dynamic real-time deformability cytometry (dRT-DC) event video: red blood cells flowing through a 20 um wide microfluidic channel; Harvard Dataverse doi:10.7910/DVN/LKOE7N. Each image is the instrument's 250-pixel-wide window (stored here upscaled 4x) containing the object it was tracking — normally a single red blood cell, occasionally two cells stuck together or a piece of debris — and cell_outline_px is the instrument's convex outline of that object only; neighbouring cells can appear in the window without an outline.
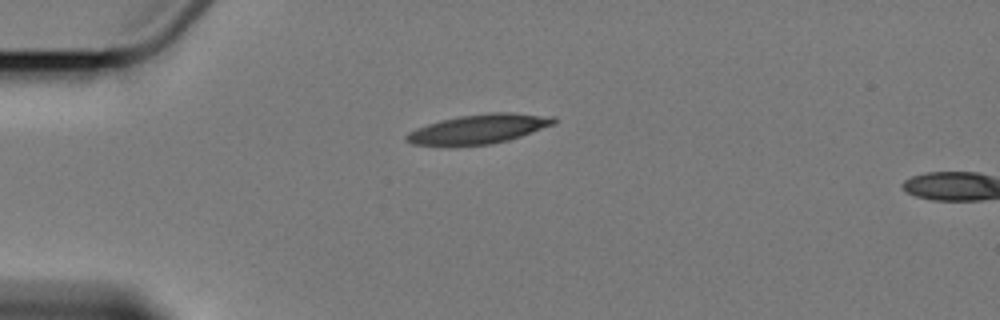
{"species": "Egyptian fruit bat (a non-hibernating species)", "species_latin": "Rousettus aegyptiacus", "temperature_condition": "cold", "stored_images_in_passage": 2, "camera_frame_rate_fps": 3000, "um_per_image_px": 0.085, "animal": {"sex": "female"}, "frame": {"image": 1, "passage_image": 1, "time_ms": 0.0, "image_size_px": [1000, 320], "cell_outline_px": [[556, 124], [508, 140], [492, 144], [412, 144], [404, 140], [404, 136], [408, 132], [416, 128], [440, 120], [460, 116], [488, 112], [512, 112], [556, 116]], "centroid_in_image_um": [40.75, 10.93], "position_along_channel_um": 44.2, "area_um2": 24.97}}